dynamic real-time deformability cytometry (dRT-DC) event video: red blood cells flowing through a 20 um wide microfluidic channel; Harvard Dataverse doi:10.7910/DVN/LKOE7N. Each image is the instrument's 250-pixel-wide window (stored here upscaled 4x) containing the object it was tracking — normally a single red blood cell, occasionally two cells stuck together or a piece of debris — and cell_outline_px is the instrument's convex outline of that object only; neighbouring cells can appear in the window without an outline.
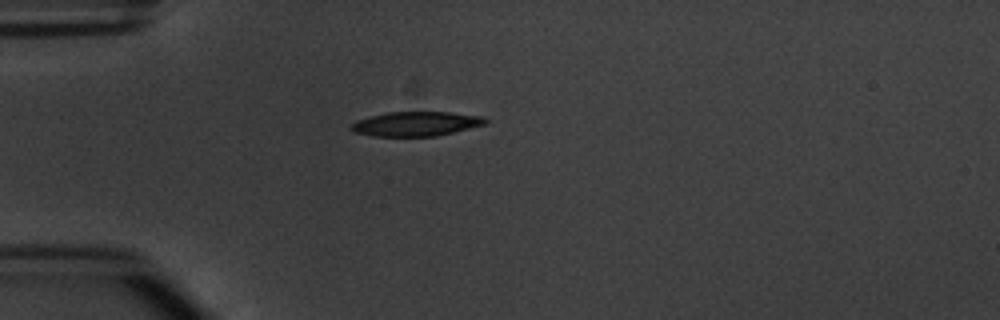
{"species": "common noctule bat (a hibernating species)", "species_latin": "Nyctalus noctula", "temperature_condition": "warm", "stored_images_in_passage": 4, "camera_frame_rate_fps": 3000, "um_per_image_px": 0.085, "animal": {"sex": "male", "body_mass_g": 20.1, "forearm_length_mm": 53.5}, "frame": {"image": 1, "passage_image": 4, "time_ms": 4.667, "image_size_px": [1000, 320], "cell_outline_px": [[488, 124], [436, 136], [372, 136], [352, 132], [348, 128], [356, 120], [388, 112], [448, 112], [484, 116], [488, 120]], "centroid_in_image_um": [35.37, 10.53], "position_along_channel_um": 49.6, "area_um2": 19.25}}